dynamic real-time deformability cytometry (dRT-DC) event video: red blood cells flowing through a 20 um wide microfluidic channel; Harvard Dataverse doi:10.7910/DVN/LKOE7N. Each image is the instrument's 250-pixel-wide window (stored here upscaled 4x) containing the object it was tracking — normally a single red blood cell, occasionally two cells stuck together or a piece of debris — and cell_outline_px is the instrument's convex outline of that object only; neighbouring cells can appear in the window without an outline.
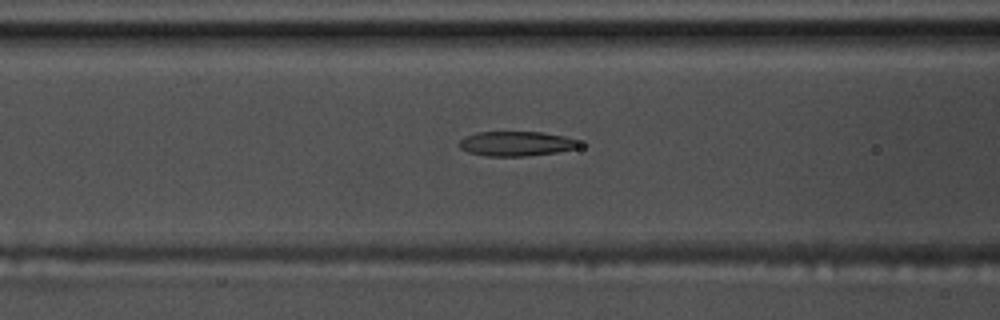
{"species": "common noctule bat (a hibernating species)", "species_latin": "Nyctalus noctula", "temperature_condition": "warm", "stored_images_in_passage": 48, "camera_frame_rate_fps": 3000, "um_per_image_px": 0.085, "animal": {"sex": "male", "body_mass_g": 17.5, "forearm_length_mm": 52.3}, "frame": {"image": 1, "passage_image": 14, "time_ms": 4.333, "image_size_px": [1000, 320], "cell_outline_px": [[588, 144], [580, 148], [556, 152], [524, 156], [488, 156], [468, 152], [460, 148], [460, 140], [464, 136], [476, 132], [544, 132], [564, 136]], "centroid_in_image_um": [43.95, 12.2], "position_along_channel_um": 122.6, "area_um2": 17.46}}
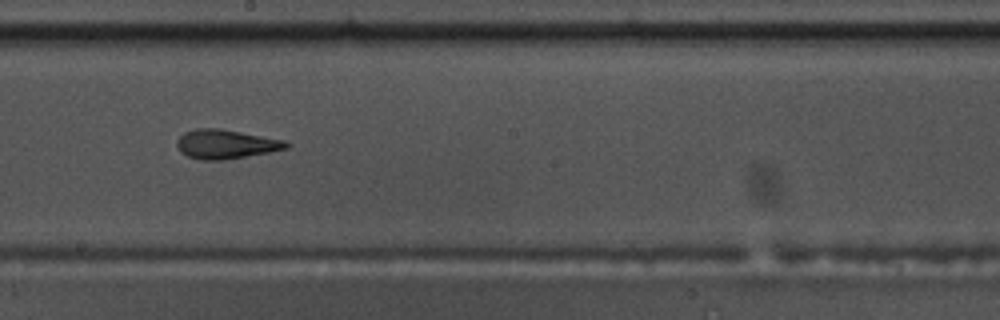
{"frame": {"image": 2, "passage_image": 23, "time_ms": 7.333, "image_size_px": [1000, 320], "cell_outline_px": [[288, 148], [268, 152], [224, 160], [200, 160], [188, 156], [180, 152], [176, 144], [176, 140], [184, 132], [196, 128], [220, 128], [284, 140], [288, 144]], "centroid_in_image_um": [19.14, 12.25], "position_along_channel_um": 229.1, "area_um2": 18.5}}
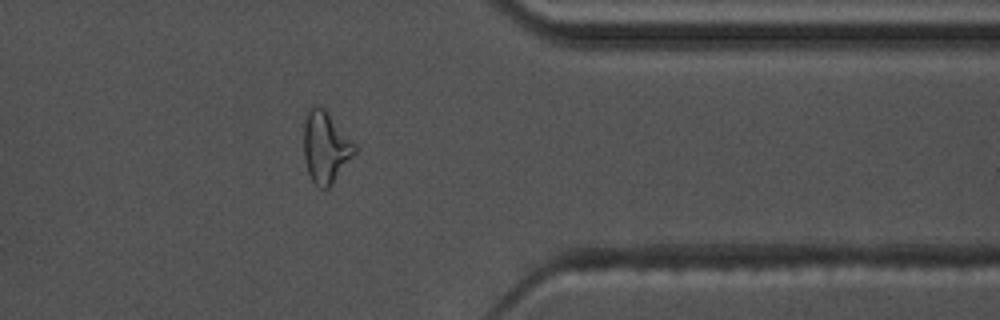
{"frame": {"image": 3, "passage_image": 37, "time_ms": 12.0, "image_size_px": [1000, 320], "cell_outline_px": [[356, 152], [332, 184], [328, 188], [320, 188], [312, 180], [308, 172], [304, 160], [304, 120], [308, 112], [312, 108], [324, 108], [356, 144]], "centroid_in_image_um": [27.68, 12.54], "position_along_channel_um": 383.7, "area_um2": 20.87}, "authors_computed_cell_mechanics": {"area_um2": 18.4382, "velocity_mm_per_s": 3.5606, "shape_relaxation_time_tau1_ms": null, "shape_relaxation_time_tau2_ms": 2.9343, "deformation_change_tau1": null, "deformation_change_tau2": 0.1243}}